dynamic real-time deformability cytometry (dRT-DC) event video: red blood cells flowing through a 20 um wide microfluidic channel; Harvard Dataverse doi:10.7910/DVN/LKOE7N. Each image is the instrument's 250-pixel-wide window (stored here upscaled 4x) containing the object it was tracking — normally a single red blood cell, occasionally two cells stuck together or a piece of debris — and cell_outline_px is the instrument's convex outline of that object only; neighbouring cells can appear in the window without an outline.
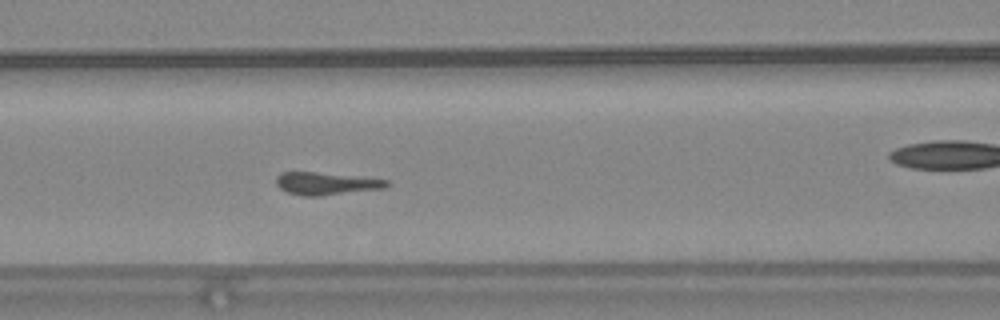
{"species": "common noctule bat (a hibernating species)", "species_latin": "Nyctalus noctula", "temperature_condition": "warm", "stored_images_in_passage": 55, "camera_frame_rate_fps": 3000, "um_per_image_px": 0.085, "animal": {"sex": "female", "body_mass_g": 24.6, "forearm_length_mm": 56.2}, "frame": {"image": 1, "passage_image": 24, "time_ms": 7.667, "image_size_px": [1000, 320], "cell_outline_px": [[392, 184], [384, 188], [320, 196], [304, 196], [288, 192], [280, 188], [276, 184], [276, 176], [280, 172], [316, 172], [388, 180]], "centroid_in_image_um": [27.7, 15.6], "position_along_channel_um": 138.9, "area_um2": 14.39}}